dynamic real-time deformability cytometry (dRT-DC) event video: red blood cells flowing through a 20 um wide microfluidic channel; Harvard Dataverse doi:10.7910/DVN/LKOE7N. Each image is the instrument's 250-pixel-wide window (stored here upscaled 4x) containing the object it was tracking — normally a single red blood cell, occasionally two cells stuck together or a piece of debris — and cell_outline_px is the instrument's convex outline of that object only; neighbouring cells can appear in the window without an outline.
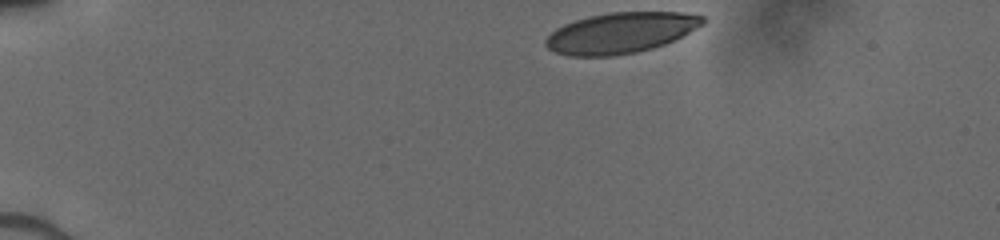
{"species": "human", "species_latin": "Homo sapiens", "temperature_condition": "cold", "stored_images_in_passage": 35, "camera_frame_rate_fps": 3000, "um_per_image_px": 0.085, "donor": {"sex": "male"}, "frame": {"image": 1, "passage_image": 1, "time_ms": 0.0, "image_size_px": [1000, 240], "cell_outline_px": [[704, 24], [664, 44], [652, 48], [636, 52], [612, 56], [568, 56], [556, 52], [548, 48], [544, 44], [544, 40], [556, 28], [564, 24], [588, 16], [608, 12], [680, 12], [704, 16]], "centroid_in_image_um": [52.72, 2.79], "position_along_channel_um": 32.3, "area_um2": 37.05}}
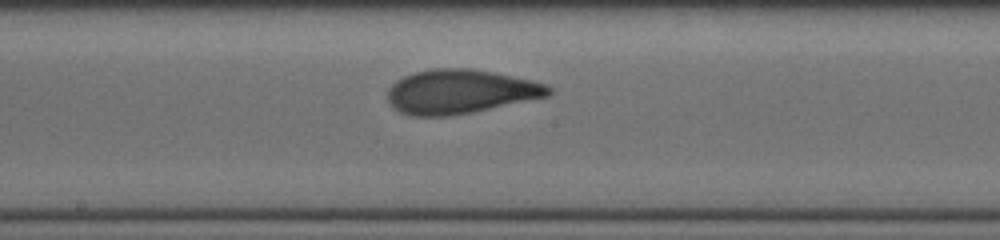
{"frame": {"image": 2, "passage_image": 20, "time_ms": 6.333, "image_size_px": [1000, 240], "cell_outline_px": [[552, 92], [548, 96], [472, 112], [452, 116], [412, 116], [400, 112], [392, 108], [388, 100], [388, 88], [396, 80], [412, 72], [432, 68], [472, 68], [532, 80], [544, 84], [552, 88]], "centroid_in_image_um": [39.07, 7.78], "position_along_channel_um": 209.1, "area_um2": 41.5}}
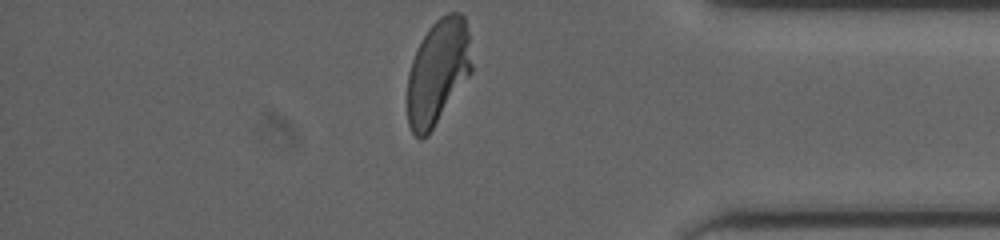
{"frame": {"image": 3, "passage_image": 35, "time_ms": 11.333, "image_size_px": [1000, 240], "cell_outline_px": [[472, 72], [428, 136], [420, 140], [412, 132], [408, 124], [408, 72], [416, 48], [428, 28], [440, 16], [448, 12], [460, 12], [464, 16], [468, 32], [472, 64]], "centroid_in_image_um": [37.22, 6.11], "position_along_channel_um": 398.0, "area_um2": 39.59}}